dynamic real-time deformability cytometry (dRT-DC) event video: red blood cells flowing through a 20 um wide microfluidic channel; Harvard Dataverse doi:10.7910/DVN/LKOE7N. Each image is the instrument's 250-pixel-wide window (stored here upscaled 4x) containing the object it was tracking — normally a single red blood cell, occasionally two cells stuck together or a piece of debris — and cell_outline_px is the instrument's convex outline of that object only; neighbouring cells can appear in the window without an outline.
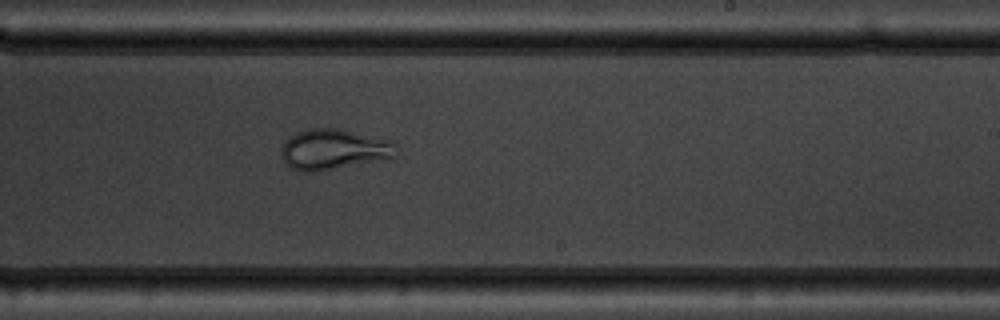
{"species": "common noctule bat (a hibernating species)", "species_latin": "Nyctalus noctula", "temperature_condition": "warm", "stored_images_in_passage": 6, "camera_frame_rate_fps": 3000, "um_per_image_px": 0.085, "animal": {"sex": "male", "body_mass_g": 19.5, "forearm_length_mm": 54.6}, "frame": {"image": 1, "passage_image": 6, "time_ms": 6.333, "image_size_px": [1000, 320], "cell_outline_px": [[396, 156], [312, 172], [300, 172], [292, 168], [284, 160], [280, 152], [280, 148], [292, 136], [300, 132], [312, 128], [340, 128], [392, 140], [396, 144]], "centroid_in_image_um": [28.37, 12.68], "position_along_channel_um": 260.6, "area_um2": 26.59}}